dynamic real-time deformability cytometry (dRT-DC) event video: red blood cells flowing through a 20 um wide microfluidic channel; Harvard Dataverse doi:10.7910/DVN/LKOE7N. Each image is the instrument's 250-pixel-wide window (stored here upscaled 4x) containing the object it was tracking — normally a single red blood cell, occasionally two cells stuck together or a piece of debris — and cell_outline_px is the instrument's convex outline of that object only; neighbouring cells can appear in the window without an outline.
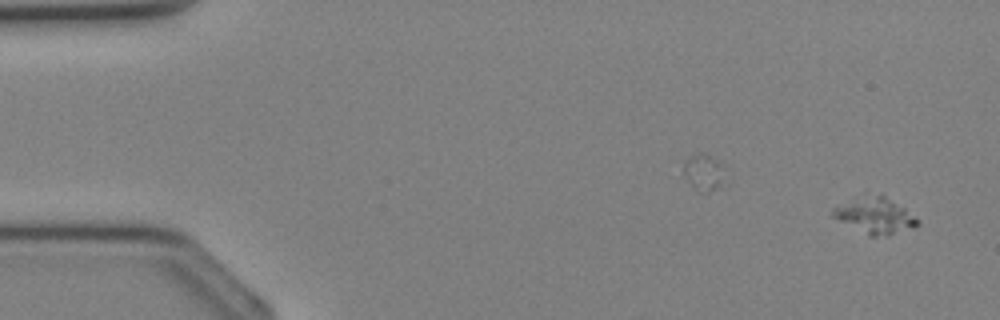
{"species": "Egyptian fruit bat (a non-hibernating species)", "species_latin": "Rousettus aegyptiacus", "temperature_condition": "cold", "stored_images_in_passage": 33, "camera_frame_rate_fps": 3000, "um_per_image_px": 0.085, "animal": {"sex": "female"}, "frame": {"image": 1, "passage_image": 1, "time_ms": 0.0, "image_size_px": [1000, 320], "cell_outline_px": [[920, 224], [912, 228], [876, 236], [868, 236], [832, 216], [832, 208], [864, 188], [880, 192], [904, 208], [920, 220]], "centroid_in_image_um": [74.29, 18.18], "position_along_channel_um": 10.7, "area_um2": 18.67}}
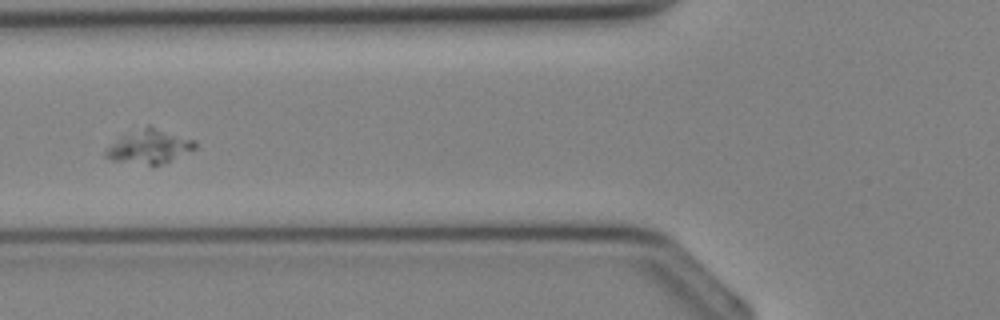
{"frame": {"image": 2, "passage_image": 14, "time_ms": 4.333, "image_size_px": [1000, 320], "cell_outline_px": [[196, 148], [160, 164], [148, 164], [112, 160], [104, 156], [104, 152], [112, 144], [124, 136], [148, 124], [196, 140]], "centroid_in_image_um": [12.73, 12.43], "position_along_channel_um": 113.1, "area_um2": 17.05}}
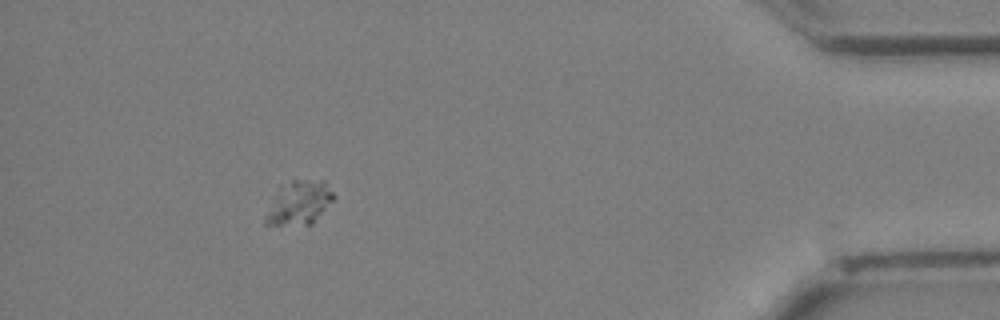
{"frame": {"image": 3, "passage_image": 33, "time_ms": 10.667, "image_size_px": [1000, 320], "cell_outline_px": [[336, 196], [312, 224], [264, 224], [264, 216], [280, 184], [292, 180], [324, 180]], "centroid_in_image_um": [25.41, 17.21], "position_along_channel_um": 409.8, "area_um2": 17.28}}